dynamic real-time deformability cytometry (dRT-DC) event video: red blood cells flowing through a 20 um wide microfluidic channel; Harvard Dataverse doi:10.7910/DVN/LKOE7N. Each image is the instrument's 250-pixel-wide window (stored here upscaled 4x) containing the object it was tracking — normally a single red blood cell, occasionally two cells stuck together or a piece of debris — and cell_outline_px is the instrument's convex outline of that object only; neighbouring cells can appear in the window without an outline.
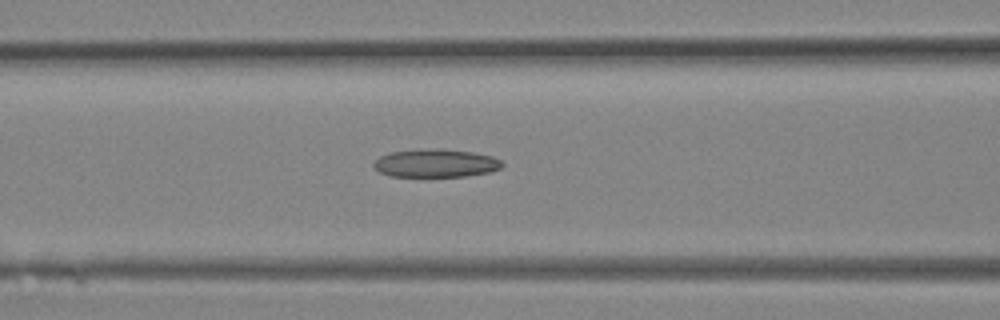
{"species": "Egyptian fruit bat (a non-hibernating species)", "species_latin": "Rousettus aegyptiacus", "temperature_condition": "room temperature", "stored_images_in_passage": 11, "camera_frame_rate_fps": 3000, "um_per_image_px": 0.085, "animal": {"sex": "female"}, "frame": {"image": 1, "passage_image": 7, "time_ms": 2.0, "image_size_px": [1000, 320], "cell_outline_px": [[504, 164], [500, 168], [492, 172], [464, 176], [392, 176], [380, 172], [372, 164], [380, 156], [388, 152], [420, 148], [472, 152], [492, 156], [500, 160]], "centroid_in_image_um": [37.03, 13.87], "position_along_channel_um": 129.6, "area_um2": 20.92}}
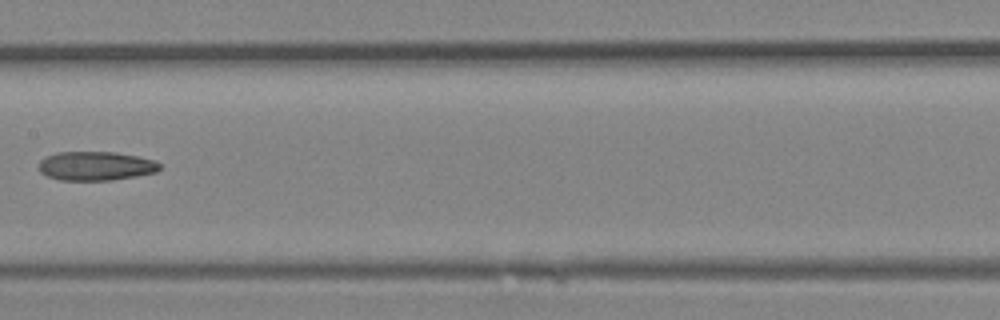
{"frame": {"image": 2, "passage_image": 10, "time_ms": 3.0, "image_size_px": [1000, 320], "cell_outline_px": [[160, 168], [156, 172], [136, 176], [112, 180], [60, 180], [48, 176], [40, 172], [36, 168], [40, 160], [56, 152], [116, 152], [156, 160], [160, 164]], "centroid_in_image_um": [8.12, 14.1], "position_along_channel_um": 199.3, "area_um2": 20.52}}